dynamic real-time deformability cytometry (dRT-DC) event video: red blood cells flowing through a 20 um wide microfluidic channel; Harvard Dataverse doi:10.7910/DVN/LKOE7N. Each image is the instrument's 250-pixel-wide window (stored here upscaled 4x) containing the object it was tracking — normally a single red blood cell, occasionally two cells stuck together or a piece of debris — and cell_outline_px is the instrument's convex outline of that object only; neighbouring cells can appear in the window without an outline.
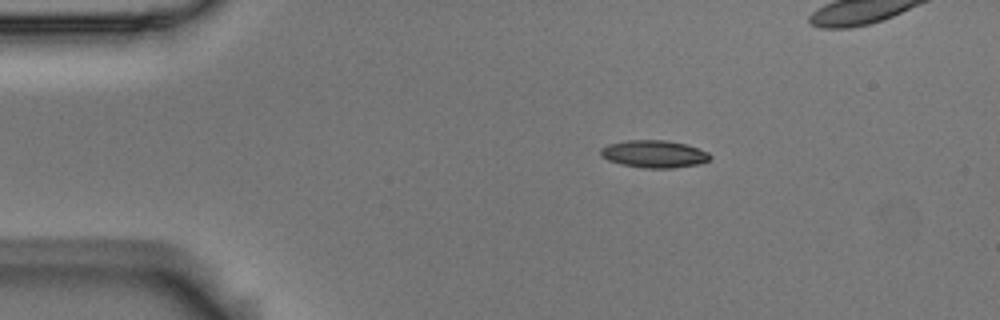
{"species": "Egyptian fruit bat (a non-hibernating species)", "species_latin": "Rousettus aegyptiacus", "temperature_condition": "room temperature", "stored_images_in_passage": 4, "camera_frame_rate_fps": 3000, "um_per_image_px": 0.085, "animal": {"sex": "male"}, "frame": {"image": 1, "passage_image": 2, "time_ms": 0.333, "image_size_px": [1000, 320], "cell_outline_px": [[712, 160], [700, 164], [672, 168], [644, 168], [620, 164], [608, 160], [600, 156], [600, 148], [608, 144], [628, 140], [664, 140], [684, 144], [708, 152], [712, 156]], "centroid_in_image_um": [55.59, 13.1], "position_along_channel_um": 29.4, "area_um2": 17.57}}